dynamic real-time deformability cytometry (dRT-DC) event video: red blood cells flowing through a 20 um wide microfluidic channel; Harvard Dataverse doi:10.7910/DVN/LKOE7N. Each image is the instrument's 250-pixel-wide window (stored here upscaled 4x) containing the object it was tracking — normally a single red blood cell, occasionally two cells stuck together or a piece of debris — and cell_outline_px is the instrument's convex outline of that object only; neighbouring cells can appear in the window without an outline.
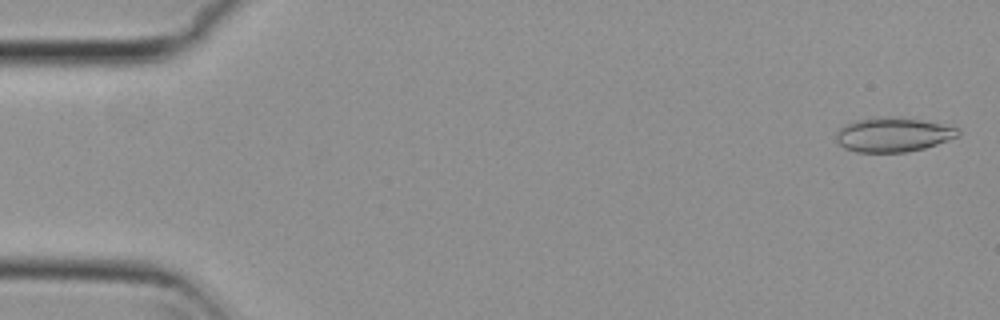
{"species": "common noctule bat (a hibernating species)", "species_latin": "Nyctalus noctula", "temperature_condition": "cold", "stored_images_in_passage": 10, "camera_frame_rate_fps": 3000, "um_per_image_px": 0.085, "animal": {"sex": "female", "body_mass_g": 29.2, "forearm_length_mm": 56.3}, "frame": {"image": 1, "passage_image": 2, "time_ms": 0.333, "image_size_px": [1000, 320], "cell_outline_px": [[960, 136], [924, 148], [904, 152], [856, 152], [844, 148], [836, 140], [836, 132], [844, 124], [856, 120], [892, 116], [900, 116], [940, 124], [956, 128], [960, 132]], "centroid_in_image_um": [75.88, 11.44], "position_along_channel_um": 9.1, "area_um2": 24.28}}